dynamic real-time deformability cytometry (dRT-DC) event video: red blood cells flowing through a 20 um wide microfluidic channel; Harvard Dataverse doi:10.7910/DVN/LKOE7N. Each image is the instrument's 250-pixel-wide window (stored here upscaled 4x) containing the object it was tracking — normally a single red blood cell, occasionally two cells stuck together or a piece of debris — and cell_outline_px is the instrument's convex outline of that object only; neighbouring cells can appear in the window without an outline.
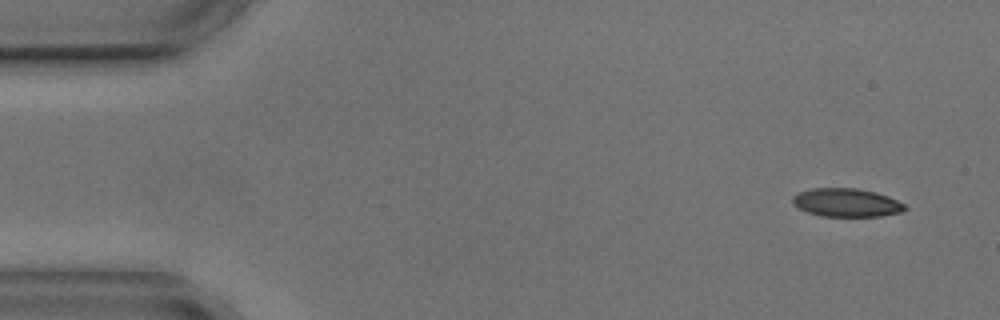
{"species": "common noctule bat (a hibernating species)", "species_latin": "Nyctalus noctula", "temperature_condition": "cold", "stored_images_in_passage": 4, "camera_frame_rate_fps": 3000, "um_per_image_px": 0.085, "animal": {"sex": "male", "body_mass_g": 17.9, "forearm_length_mm": 54.2}, "frame": {"image": 1, "passage_image": 1, "time_ms": 0.0, "image_size_px": [1000, 320], "cell_outline_px": [[908, 208], [900, 212], [880, 216], [824, 216], [808, 212], [792, 204], [792, 196], [800, 192], [812, 188], [856, 188], [876, 192], [888, 196], [904, 204]], "centroid_in_image_um": [71.95, 17.21], "position_along_channel_um": 13.1, "area_um2": 18.44}}
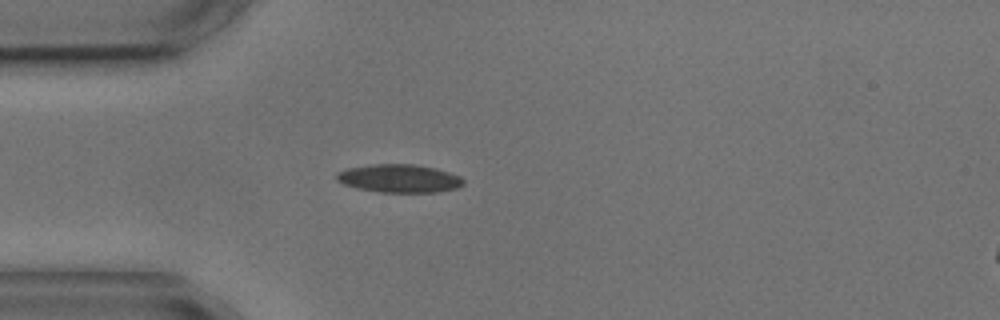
{"frame": {"image": 2, "passage_image": 4, "time_ms": 3.667, "image_size_px": [1000, 320], "cell_outline_px": [[464, 184], [456, 188], [440, 192], [380, 192], [356, 188], [344, 184], [336, 180], [336, 172], [348, 168], [372, 164], [416, 164], [436, 168], [460, 176], [464, 180]], "centroid_in_image_um": [33.93, 15.16], "position_along_channel_um": 51.1, "area_um2": 20.92}}